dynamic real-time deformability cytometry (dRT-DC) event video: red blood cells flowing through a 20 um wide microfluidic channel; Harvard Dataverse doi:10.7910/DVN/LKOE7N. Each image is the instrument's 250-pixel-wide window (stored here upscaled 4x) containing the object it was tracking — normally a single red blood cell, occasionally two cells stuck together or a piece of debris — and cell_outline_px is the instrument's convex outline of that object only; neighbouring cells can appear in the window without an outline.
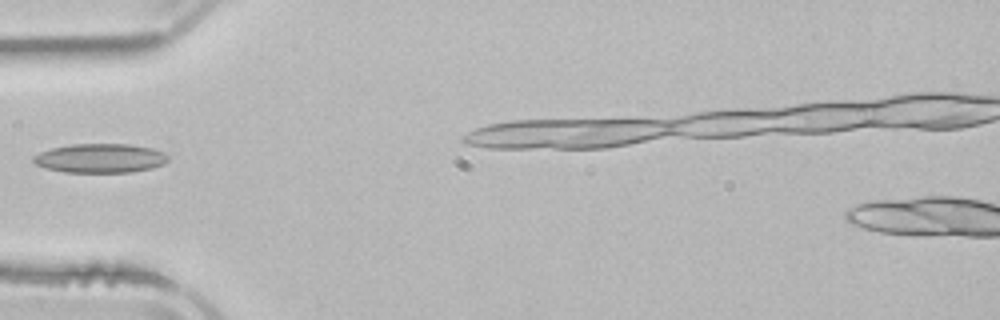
{"species": "common noctule bat (a hibernating species)", "species_latin": "Nyctalus noctula", "temperature_condition": "room temperature", "stored_images_in_passage": 4, "camera_frame_rate_fps": 3000, "um_per_image_px": 0.085, "animal": {"sex": "male", "body_mass_g": 21.5, "forearm_length_mm": 52.0}, "frame": {"image": 1, "passage_image": 3, "time_ms": 3.0, "image_size_px": [1000, 320], "cell_outline_px": [[168, 160], [164, 164], [152, 168], [132, 172], [64, 172], [44, 168], [36, 164], [32, 160], [32, 156], [40, 152], [52, 148], [72, 144], [128, 144], [152, 148], [164, 152], [168, 156]], "centroid_in_image_um": [8.52, 13.45], "position_along_channel_um": 76.5, "area_um2": 22.95}}